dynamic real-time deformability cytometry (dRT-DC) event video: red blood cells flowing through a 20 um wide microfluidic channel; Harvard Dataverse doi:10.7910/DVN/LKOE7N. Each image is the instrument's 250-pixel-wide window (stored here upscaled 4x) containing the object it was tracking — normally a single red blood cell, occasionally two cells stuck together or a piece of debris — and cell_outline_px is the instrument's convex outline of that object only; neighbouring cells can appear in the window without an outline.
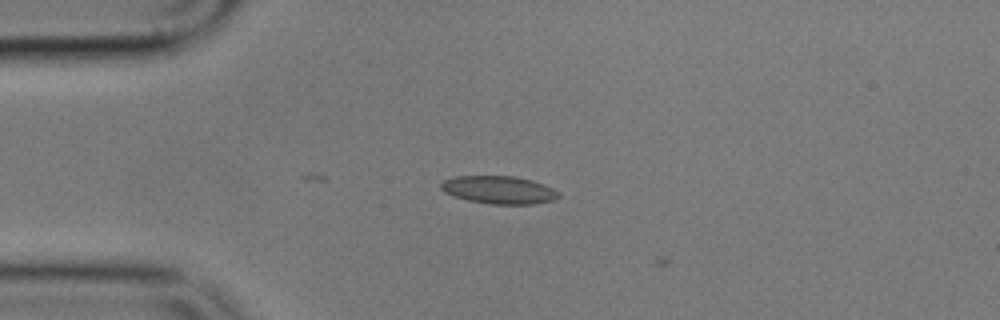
{"species": "common noctule bat (a hibernating species)", "species_latin": "Nyctalus noctula", "temperature_condition": "cold", "stored_images_in_passage": 3, "camera_frame_rate_fps": 3000, "um_per_image_px": 0.085, "animal": {"sex": "male", "body_mass_g": 17.9}, "frame": {"image": 1, "passage_image": 1, "time_ms": 0.0, "image_size_px": [1000, 320], "cell_outline_px": [[560, 196], [552, 200], [536, 204], [488, 204], [468, 200], [444, 192], [440, 188], [440, 184], [444, 180], [456, 176], [516, 176], [532, 180], [544, 184], [552, 188]], "centroid_in_image_um": [42.4, 16.14], "position_along_channel_um": 42.6, "area_um2": 19.02}}